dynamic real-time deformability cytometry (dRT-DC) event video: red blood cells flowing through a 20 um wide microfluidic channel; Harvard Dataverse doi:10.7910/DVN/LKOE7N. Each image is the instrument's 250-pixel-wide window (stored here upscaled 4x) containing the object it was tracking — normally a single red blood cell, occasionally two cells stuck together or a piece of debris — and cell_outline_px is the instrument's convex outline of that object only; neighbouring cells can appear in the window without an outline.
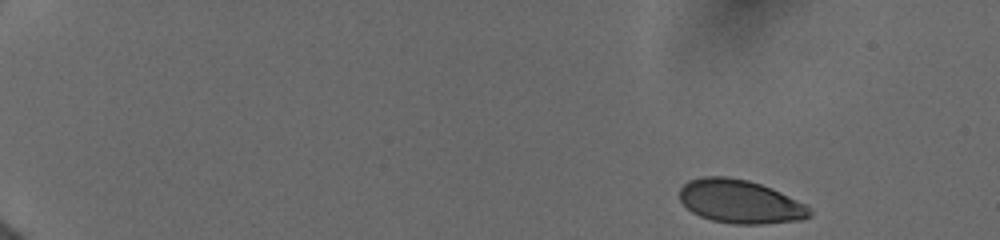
{"species": "human", "species_latin": "Homo sapiens", "temperature_condition": "cold", "stored_images_in_passage": 36, "camera_frame_rate_fps": 3000, "um_per_image_px": 0.085, "donor": {"sex": "female"}, "frame": {"image": 1, "passage_image": 1, "time_ms": 0.0, "image_size_px": [1000, 240], "cell_outline_px": [[812, 216], [800, 220], [760, 224], [732, 224], [712, 220], [700, 216], [692, 212], [680, 200], [680, 188], [688, 180], [704, 176], [728, 176], [748, 180], [772, 188], [808, 204], [812, 208]], "centroid_in_image_um": [62.95, 17.13], "position_along_channel_um": 22.0, "area_um2": 33.29}}
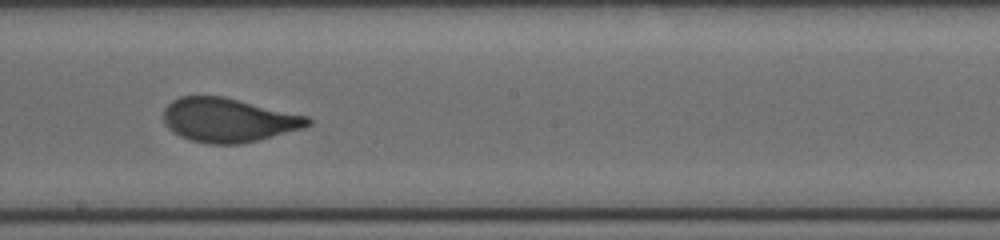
{"frame": {"image": 2, "passage_image": 20, "time_ms": 9.0, "image_size_px": [1000, 240], "cell_outline_px": [[312, 124], [304, 128], [240, 144], [208, 144], [192, 140], [180, 136], [172, 132], [164, 124], [164, 108], [172, 100], [180, 96], [224, 96], [308, 116], [312, 120]], "centroid_in_image_um": [19.4, 10.2], "position_along_channel_um": 228.8, "area_um2": 37.05}}
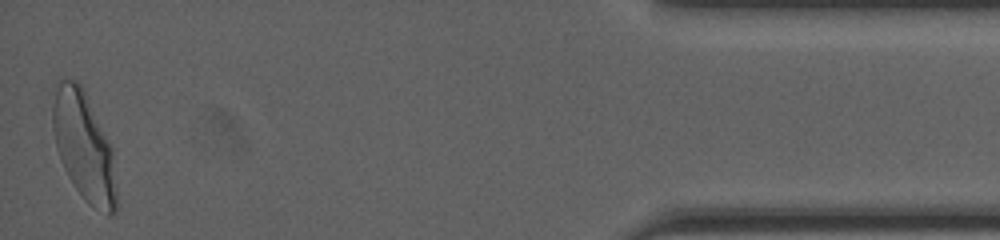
{"frame": {"image": 3, "passage_image": 36, "time_ms": 15.667, "image_size_px": [1000, 240], "cell_outline_px": [[116, 212], [112, 216], [108, 216], [88, 204], [84, 200], [68, 176], [64, 168], [56, 148], [52, 128], [52, 108], [56, 80], [60, 76], [76, 80], [84, 88], [112, 148], [116, 188]], "centroid_in_image_um": [7.11, 12.4], "position_along_channel_um": 428.1, "area_um2": 40.86}, "authors_computed_cell_mechanics": {"area_um2": 36.6452, "velocity_mm_per_s": 3.9536, "shape_relaxation_time_tau1_ms": 2.941, "shape_relaxation_time_tau2_ms": null, "deformation_change_tau1": 0.1284, "deformation_change_tau2": null}}